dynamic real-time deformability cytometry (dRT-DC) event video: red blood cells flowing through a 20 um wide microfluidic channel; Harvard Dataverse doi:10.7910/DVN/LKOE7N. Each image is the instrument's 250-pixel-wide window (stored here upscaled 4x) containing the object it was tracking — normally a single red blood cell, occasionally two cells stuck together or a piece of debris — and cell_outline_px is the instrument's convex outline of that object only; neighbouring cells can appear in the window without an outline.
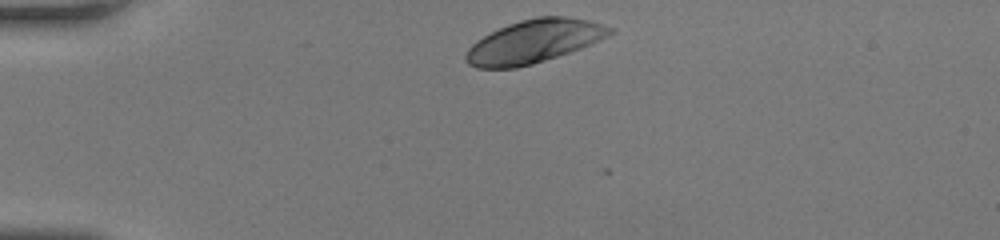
{"species": "human", "species_latin": "Homo sapiens", "temperature_condition": "room temperature", "stored_images_in_passage": 31, "camera_frame_rate_fps": 3000, "um_per_image_px": 0.085, "donor": {"sex": "female"}, "frame": {"image": 1, "passage_image": 1, "time_ms": 0.0, "image_size_px": [1000, 240], "cell_outline_px": [[616, 32], [608, 36], [580, 48], [532, 64], [516, 68], [476, 68], [468, 64], [464, 60], [464, 56], [468, 48], [476, 40], [508, 24], [520, 20], [536, 16], [564, 16], [588, 20], [612, 28]], "centroid_in_image_um": [45.35, 3.52], "position_along_channel_um": 39.7, "area_um2": 35.95}}
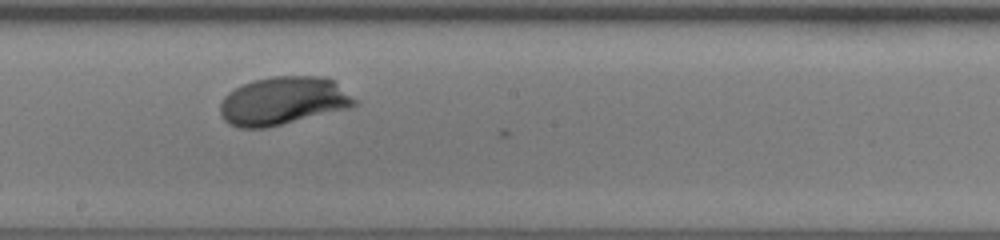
{"frame": {"image": 2, "passage_image": 18, "time_ms": 5.667, "image_size_px": [1000, 240], "cell_outline_px": [[356, 104], [348, 108], [264, 128], [240, 128], [228, 124], [224, 120], [220, 112], [220, 104], [224, 96], [228, 92], [252, 80], [272, 76], [328, 76], [336, 80], [356, 100]], "centroid_in_image_um": [24.06, 8.55], "position_along_channel_um": 224.1, "area_um2": 37.69}}
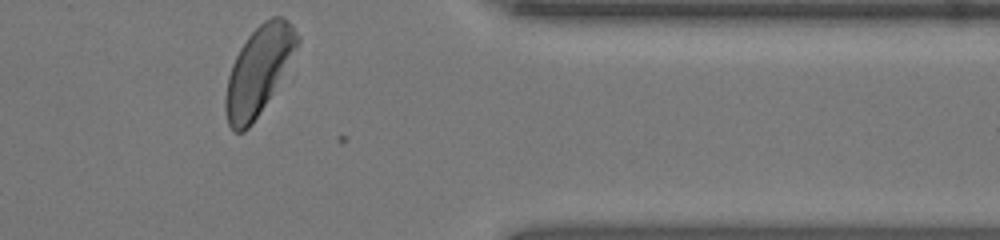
{"frame": {"image": 3, "passage_image": 31, "time_ms": 10.0, "image_size_px": [1000, 240], "cell_outline_px": [[300, 40], [296, 48], [272, 92], [252, 124], [244, 132], [236, 132], [228, 124], [224, 108], [224, 96], [228, 76], [232, 64], [240, 48], [248, 36], [264, 20], [272, 16], [284, 16], [292, 24], [300, 36]], "centroid_in_image_um": [21.95, 5.98], "position_along_channel_um": 389.5, "area_um2": 36.07}, "authors_computed_cell_mechanics": {"area_um2": 36.7608, "velocity_mm_per_s": 4.1024, "shape_relaxation_time_tau1_ms": 1.9768, "shape_relaxation_time_tau2_ms": null, "deformation_change_tau1": 0.1558, "deformation_change_tau2": null}}